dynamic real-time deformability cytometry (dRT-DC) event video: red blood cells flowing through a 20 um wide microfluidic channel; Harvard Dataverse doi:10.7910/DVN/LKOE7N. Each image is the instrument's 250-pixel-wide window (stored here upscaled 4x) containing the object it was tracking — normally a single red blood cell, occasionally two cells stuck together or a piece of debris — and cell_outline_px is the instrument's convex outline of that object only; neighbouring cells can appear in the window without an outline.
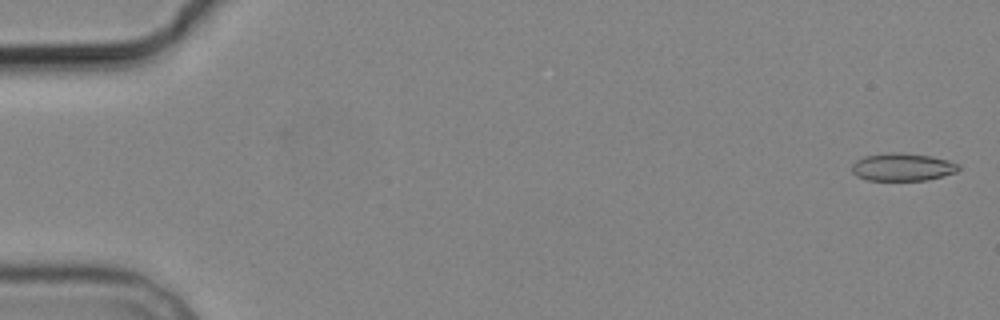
{"species": "common noctule bat (a hibernating species)", "species_latin": "Nyctalus noctula", "temperature_condition": "cold", "stored_images_in_passage": 7, "camera_frame_rate_fps": 3000, "um_per_image_px": 0.085, "animal": {"sex": "male", "body_mass_g": 19.2, "forearm_length_mm": 51.8}, "frame": {"image": 1, "passage_image": 1, "time_ms": 0.0, "image_size_px": [1000, 320], "cell_outline_px": [[960, 168], [956, 172], [928, 180], [868, 180], [856, 176], [852, 172], [852, 164], [856, 160], [864, 156], [892, 152], [900, 152], [932, 156], [948, 160], [960, 164]], "centroid_in_image_um": [76.72, 14.19], "position_along_channel_um": 8.3, "area_um2": 17.34}}
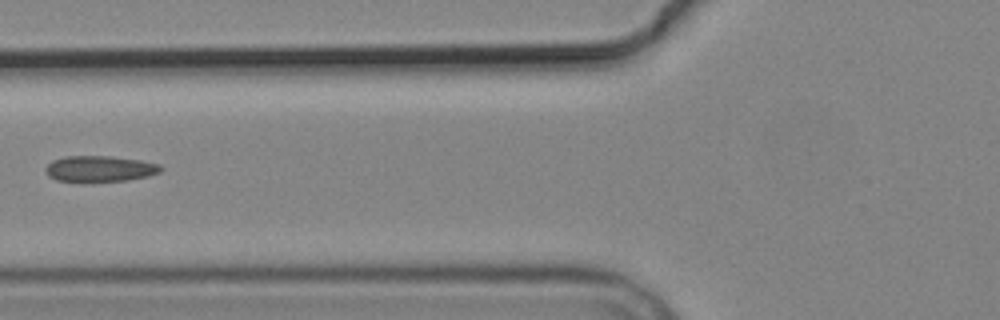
{"frame": {"image": 2, "passage_image": 6, "time_ms": 7.0, "image_size_px": [1000, 320], "cell_outline_px": [[164, 168], [160, 172], [148, 176], [128, 180], [92, 184], [88, 184], [56, 180], [48, 176], [44, 172], [44, 168], [52, 160], [64, 156], [112, 156], [140, 160], [160, 164]], "centroid_in_image_um": [8.44, 14.38], "position_along_channel_um": 117.4, "area_um2": 18.32}}
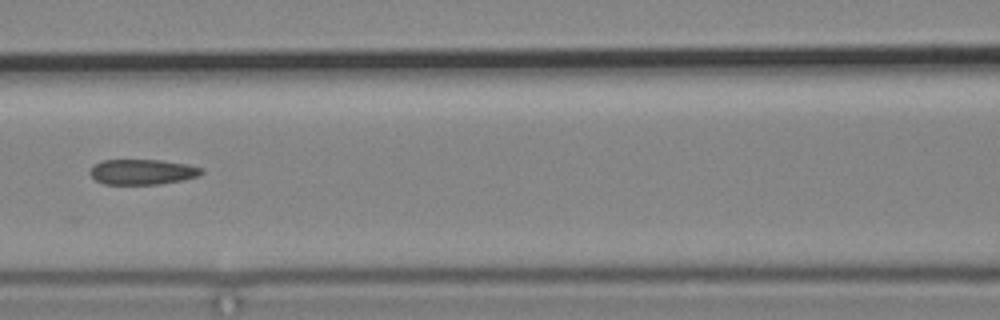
{"frame": {"image": 3, "passage_image": 7, "time_ms": 8.0, "image_size_px": [1000, 320], "cell_outline_px": [[204, 172], [196, 176], [180, 180], [160, 184], [104, 184], [96, 180], [88, 172], [96, 164], [104, 160], [160, 160], [188, 164], [204, 168]], "centroid_in_image_um": [12.12, 14.61], "position_along_channel_um": 154.5, "area_um2": 16.3}}